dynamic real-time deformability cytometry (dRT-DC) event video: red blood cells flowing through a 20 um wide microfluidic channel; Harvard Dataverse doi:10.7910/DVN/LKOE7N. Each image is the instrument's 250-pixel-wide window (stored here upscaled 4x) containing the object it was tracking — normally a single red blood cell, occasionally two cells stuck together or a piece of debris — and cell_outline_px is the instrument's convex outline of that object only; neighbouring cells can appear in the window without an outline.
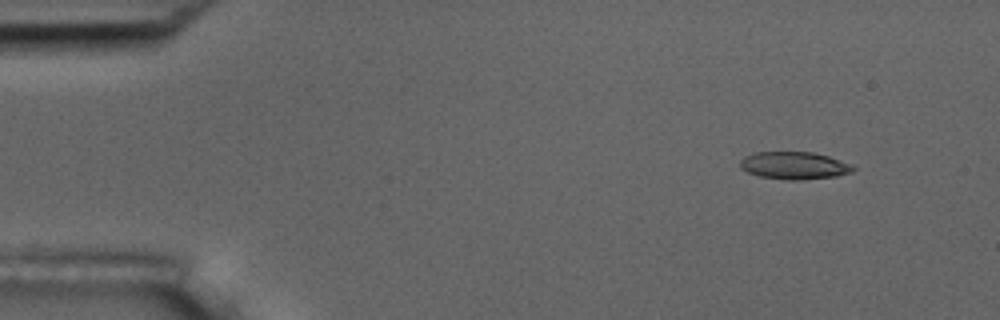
{"species": "common noctule bat (a hibernating species)", "species_latin": "Nyctalus noctula", "temperature_condition": "room temperature", "stored_images_in_passage": 4, "camera_frame_rate_fps": 3000, "um_per_image_px": 0.085, "animal": {"sex": "male", "body_mass_g": 17.5, "forearm_length_mm": 52.3}, "frame": {"image": 1, "passage_image": 1, "time_ms": 0.0, "image_size_px": [1000, 320], "cell_outline_px": [[856, 168], [852, 172], [836, 176], [800, 180], [788, 180], [760, 176], [748, 172], [740, 168], [740, 160], [744, 156], [756, 152], [812, 152], [828, 156], [852, 164]], "centroid_in_image_um": [67.51, 14.07], "position_along_channel_um": 17.5, "area_um2": 18.09}}
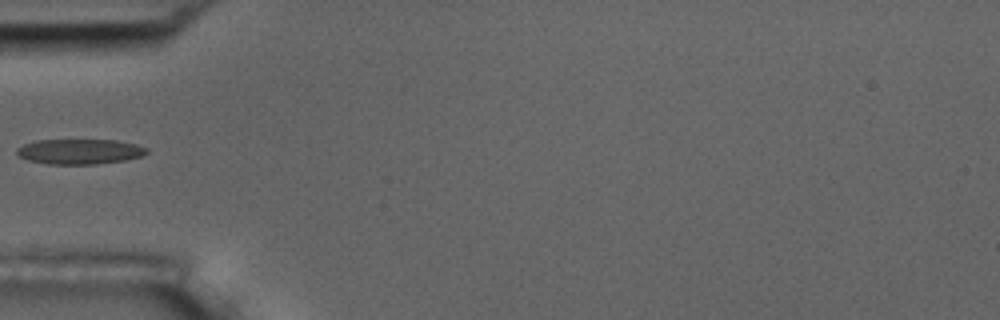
{"frame": {"image": 2, "passage_image": 4, "time_ms": 4.333, "image_size_px": [1000, 320], "cell_outline_px": [[148, 152], [140, 156], [124, 160], [96, 164], [48, 164], [28, 160], [20, 156], [16, 152], [16, 148], [24, 144], [36, 140], [116, 140], [136, 144], [148, 148]], "centroid_in_image_um": [6.76, 12.88], "position_along_channel_um": 78.2, "area_um2": 18.96}}